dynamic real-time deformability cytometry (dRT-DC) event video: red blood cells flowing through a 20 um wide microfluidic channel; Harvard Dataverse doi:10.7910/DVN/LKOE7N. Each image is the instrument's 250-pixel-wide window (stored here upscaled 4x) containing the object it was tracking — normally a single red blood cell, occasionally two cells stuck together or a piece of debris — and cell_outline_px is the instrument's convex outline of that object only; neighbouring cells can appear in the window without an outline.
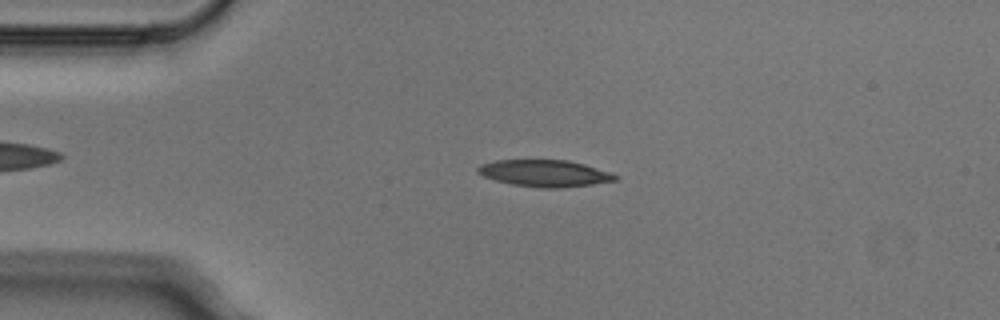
{"species": "Egyptian fruit bat (a non-hibernating species)", "species_latin": "Rousettus aegyptiacus", "temperature_condition": "cold", "stored_images_in_passage": 4, "camera_frame_rate_fps": 3000, "um_per_image_px": 0.085, "animal": {"sex": "male"}, "frame": {"image": 1, "passage_image": 3, "time_ms": 0.667, "image_size_px": [1000, 320], "cell_outline_px": [[620, 180], [592, 184], [560, 188], [544, 188], [512, 184], [496, 180], [484, 176], [476, 172], [476, 168], [480, 164], [496, 160], [568, 160], [584, 164], [620, 176]], "centroid_in_image_um": [46.3, 14.73], "position_along_channel_um": 38.7, "area_um2": 21.39}}